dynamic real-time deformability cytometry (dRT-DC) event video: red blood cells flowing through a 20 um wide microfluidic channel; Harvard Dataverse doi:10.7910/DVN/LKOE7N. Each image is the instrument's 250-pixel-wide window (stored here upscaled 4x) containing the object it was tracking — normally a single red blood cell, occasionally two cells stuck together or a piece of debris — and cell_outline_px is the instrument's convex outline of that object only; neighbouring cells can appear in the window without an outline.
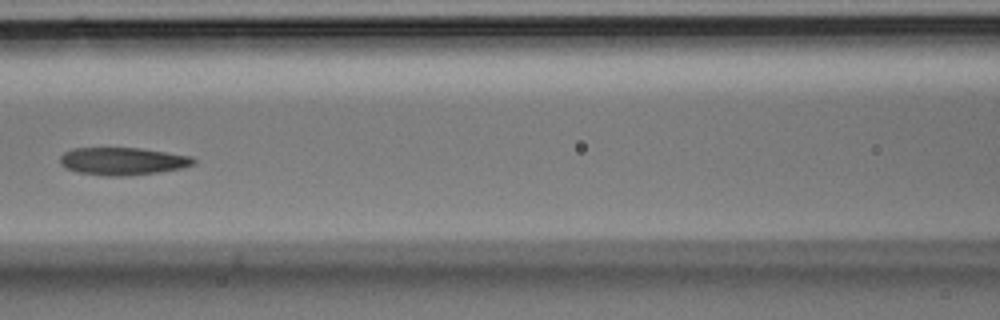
{"species": "Egyptian fruit bat (a non-hibernating species)", "species_latin": "Rousettus aegyptiacus", "temperature_condition": "room temperature", "stored_images_in_passage": 7, "camera_frame_rate_fps": 3000, "um_per_image_px": 0.085, "animal": {"sex": "male"}, "frame": {"image": 1, "passage_image": 6, "time_ms": 1.667, "image_size_px": [1000, 320], "cell_outline_px": [[196, 164], [180, 168], [156, 172], [124, 176], [108, 176], [76, 172], [64, 168], [60, 164], [60, 156], [64, 152], [72, 148], [140, 148], [192, 156], [196, 160]], "centroid_in_image_um": [10.39, 13.7], "position_along_channel_um": 156.2, "area_um2": 21.5}}
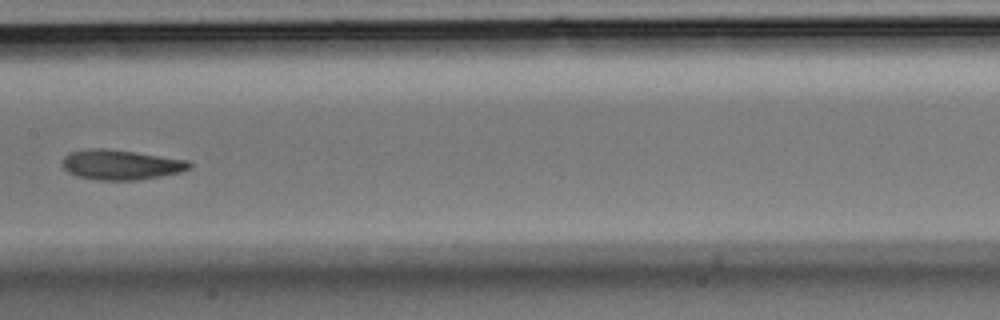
{"frame": {"image": 2, "passage_image": 7, "time_ms": 2.0, "image_size_px": [1000, 320], "cell_outline_px": [[192, 168], [180, 172], [160, 176], [136, 180], [100, 180], [76, 176], [68, 172], [60, 164], [64, 156], [68, 152], [92, 148], [104, 148], [188, 160], [192, 164]], "centroid_in_image_um": [10.24, 14.0], "position_along_channel_um": 197.2, "area_um2": 22.14}}